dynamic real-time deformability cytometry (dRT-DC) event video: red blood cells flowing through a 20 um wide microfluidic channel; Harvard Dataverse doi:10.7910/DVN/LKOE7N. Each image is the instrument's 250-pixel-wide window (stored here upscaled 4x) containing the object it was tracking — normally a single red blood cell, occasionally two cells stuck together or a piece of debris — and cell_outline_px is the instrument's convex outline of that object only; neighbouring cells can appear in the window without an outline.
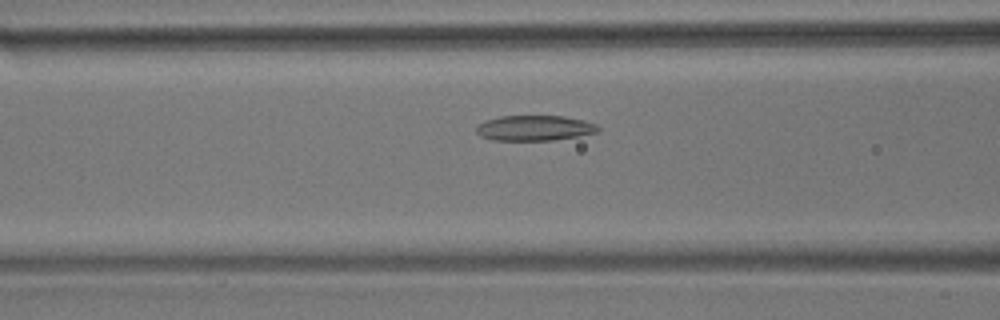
{"species": "common noctule bat (a hibernating species)", "species_latin": "Nyctalus noctula", "temperature_condition": "room temperature", "stored_images_in_passage": 52, "camera_frame_rate_fps": 3000, "um_per_image_px": 0.085, "animal": {"sex": "male", "body_mass_g": 17.9}, "frame": {"image": 1, "passage_image": 19, "time_ms": 6.0, "image_size_px": [1000, 320], "cell_outline_px": [[600, 128], [596, 132], [580, 136], [552, 140], [492, 140], [480, 136], [476, 132], [476, 128], [484, 120], [500, 116], [564, 116], [584, 120], [596, 124]], "centroid_in_image_um": [45.43, 10.88], "position_along_channel_um": 121.2, "area_um2": 17.98}}
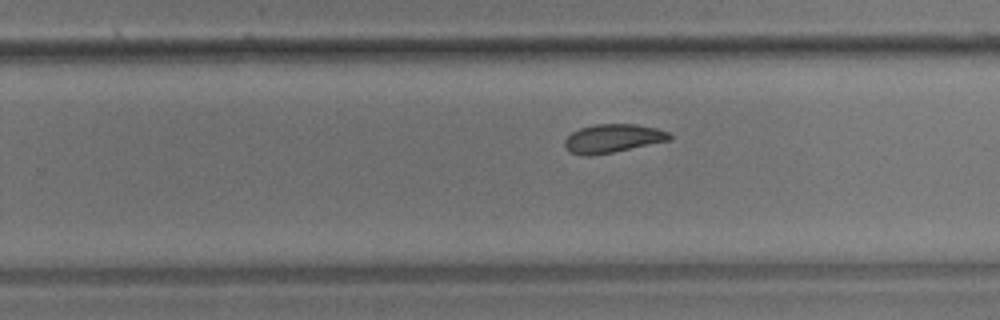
{"frame": {"image": 2, "passage_image": 32, "time_ms": 10.333, "image_size_px": [1000, 320], "cell_outline_px": [[672, 140], [612, 152], [588, 156], [584, 156], [568, 152], [564, 144], [564, 140], [572, 132], [580, 128], [592, 124], [636, 124], [656, 128], [668, 132], [672, 136]], "centroid_in_image_um": [52.07, 11.76], "position_along_channel_um": 277.7, "area_um2": 17.51}}
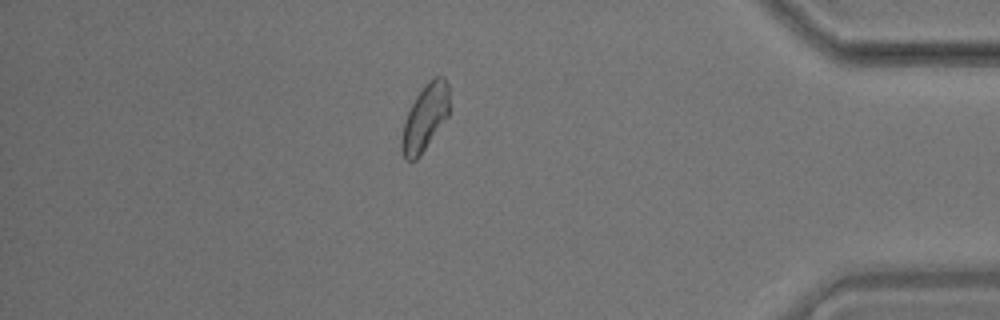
{"frame": {"image": 3, "passage_image": 45, "time_ms": 14.667, "image_size_px": [1000, 320], "cell_outline_px": [[448, 116], [420, 156], [416, 160], [408, 160], [404, 156], [400, 148], [400, 140], [404, 120], [416, 96], [428, 80], [436, 76], [444, 76], [448, 84]], "centroid_in_image_um": [36.11, 10.0], "position_along_channel_um": 399.1, "area_um2": 18.32}, "authors_computed_cell_mechanics": {"area_um2": 18.8717, "velocity_mm_per_s": 3.618, "shape_relaxation_time_tau1_ms": null, "shape_relaxation_time_tau2_ms": 5.2102, "deformation_change_tau1": null, "deformation_change_tau2": 0.1146}}